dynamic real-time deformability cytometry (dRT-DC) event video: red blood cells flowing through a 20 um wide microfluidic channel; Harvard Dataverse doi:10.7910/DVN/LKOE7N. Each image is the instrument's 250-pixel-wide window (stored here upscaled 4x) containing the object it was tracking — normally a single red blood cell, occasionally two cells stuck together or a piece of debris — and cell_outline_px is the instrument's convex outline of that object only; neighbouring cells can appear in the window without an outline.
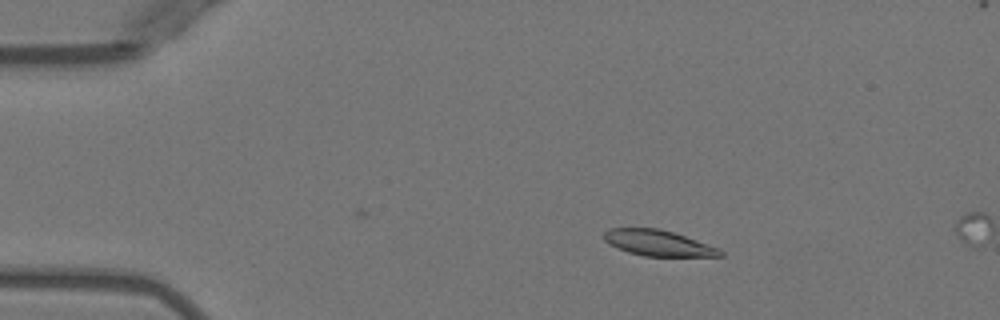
{"species": "Egyptian fruit bat (a non-hibernating species)", "species_latin": "Rousettus aegyptiacus", "temperature_condition": "warm", "stored_images_in_passage": 12, "camera_frame_rate_fps": 3000, "um_per_image_px": 0.085, "animal": {"sex": "female"}, "frame": {"image": 1, "passage_image": 7, "time_ms": 2.0, "image_size_px": [1000, 320], "cell_outline_px": [[724, 256], [644, 256], [628, 252], [616, 248], [608, 244], [604, 240], [604, 232], [608, 228], [660, 228], [720, 248], [724, 252]], "centroid_in_image_um": [55.92, 20.66], "position_along_channel_um": 29.1, "area_um2": 17.51}}